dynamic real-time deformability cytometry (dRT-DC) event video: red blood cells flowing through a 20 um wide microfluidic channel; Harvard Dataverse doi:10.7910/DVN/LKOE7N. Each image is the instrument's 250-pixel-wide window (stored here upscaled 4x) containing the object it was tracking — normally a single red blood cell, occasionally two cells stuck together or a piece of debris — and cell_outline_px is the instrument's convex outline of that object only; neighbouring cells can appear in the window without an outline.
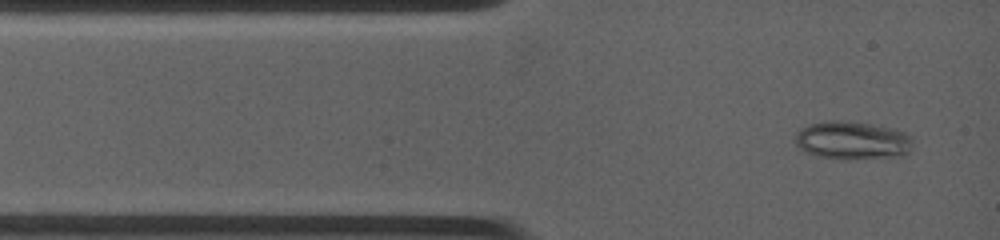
{"species": "common noctule bat (a hibernating species)", "species_latin": "Nyctalus noctula", "temperature_condition": "warm", "stored_images_in_passage": 4, "camera_frame_rate_fps": 4500, "um_per_image_px": 0.085, "animal": {"sex": "female", "body_mass_g": 19.0, "forearm_length_mm": 53.3}, "frame": {"image": 1, "passage_image": 1, "time_ms": 0.0, "image_size_px": [1000, 240], "cell_outline_px": [[912, 140], [908, 152], [904, 156], [848, 160], [816, 156], [800, 148], [796, 144], [796, 136], [808, 124], [824, 120], [836, 120], [868, 124], [892, 128], [904, 132]], "centroid_in_image_um": [72.45, 11.95], "position_along_channel_um": 12.5, "area_um2": 25.95}}